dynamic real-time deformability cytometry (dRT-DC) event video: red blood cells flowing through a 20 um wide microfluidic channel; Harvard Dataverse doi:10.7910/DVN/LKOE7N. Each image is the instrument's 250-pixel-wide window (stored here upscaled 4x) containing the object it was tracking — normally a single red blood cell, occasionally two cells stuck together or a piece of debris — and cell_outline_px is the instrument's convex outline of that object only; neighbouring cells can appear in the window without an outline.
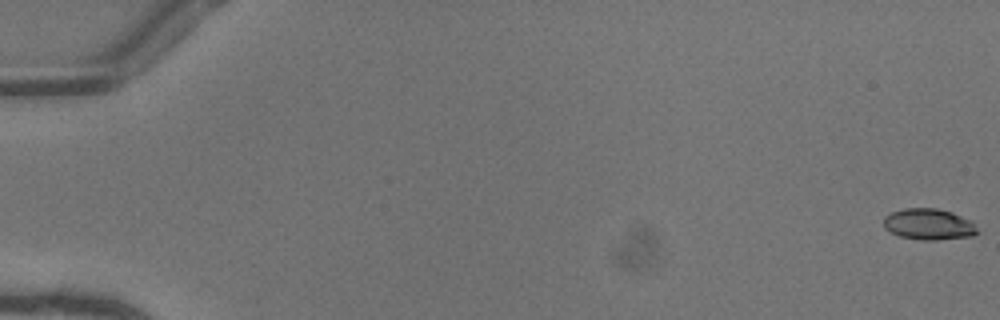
{"species": "common noctule bat (a hibernating species)", "species_latin": "Nyctalus noctula", "temperature_condition": "warm", "stored_images_in_passage": 52, "camera_frame_rate_fps": 3000, "um_per_image_px": 0.085, "animal": {"sex": "female"}, "frame": {"image": 1, "passage_image": 1, "time_ms": 0.0, "image_size_px": [1000, 320], "cell_outline_px": [[980, 232], [972, 236], [936, 240], [920, 240], [900, 236], [884, 228], [884, 216], [892, 212], [904, 208], [936, 208], [952, 212], [972, 220]], "centroid_in_image_um": [78.98, 19.06], "position_along_channel_um": 6.0, "area_um2": 17.17}}
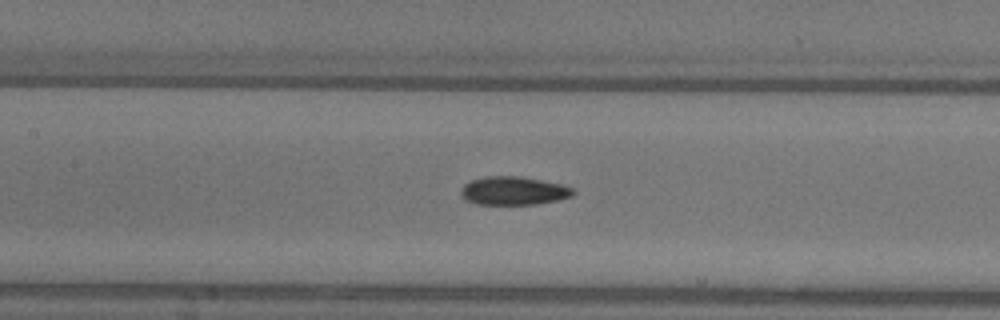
{"frame": {"image": 2, "passage_image": 26, "time_ms": 8.333, "image_size_px": [1000, 320], "cell_outline_px": [[576, 192], [572, 196], [560, 200], [536, 204], [476, 204], [464, 200], [460, 192], [464, 184], [472, 180], [484, 176], [520, 176], [564, 184], [572, 188]], "centroid_in_image_um": [43.67, 16.21], "position_along_channel_um": 163.7, "area_um2": 18.79}}
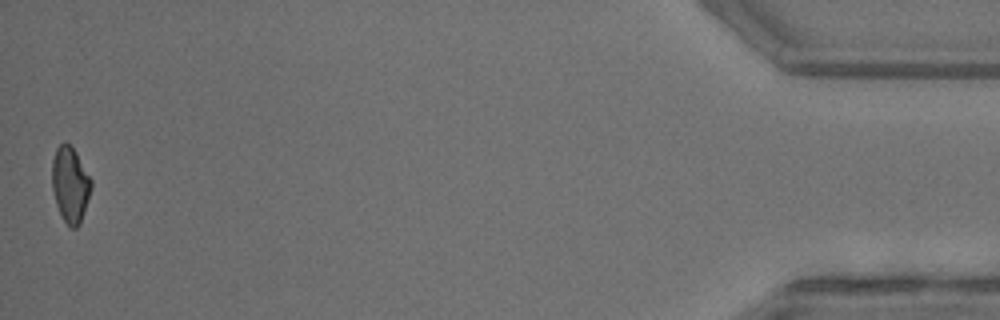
{"frame": {"image": 3, "passage_image": 52, "time_ms": 17.0, "image_size_px": [1000, 320], "cell_outline_px": [[92, 188], [80, 224], [76, 228], [68, 228], [56, 204], [52, 188], [52, 160], [56, 148], [64, 140], [76, 152], [92, 180]], "centroid_in_image_um": [5.97, 15.69], "position_along_channel_um": 429.2, "area_um2": 17.34}, "authors_computed_cell_mechanics": {"area_um2": 17.7735, "velocity_mm_per_s": 4.1249, "shape_relaxation_time_tau1_ms": 4.6526, "shape_relaxation_time_tau2_ms": 3.2172, "deformation_change_tau1": 0.1429, "deformation_change_tau2": 0.0935}}